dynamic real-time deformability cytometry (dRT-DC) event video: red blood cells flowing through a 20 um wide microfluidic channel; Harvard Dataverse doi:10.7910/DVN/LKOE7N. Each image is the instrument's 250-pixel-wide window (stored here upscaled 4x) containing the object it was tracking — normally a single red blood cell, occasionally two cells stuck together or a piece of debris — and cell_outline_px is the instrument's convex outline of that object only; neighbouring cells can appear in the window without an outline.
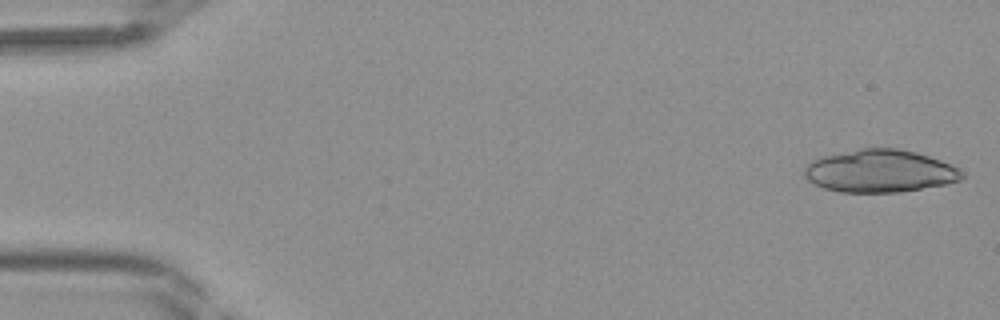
{"species": "Egyptian fruit bat (a non-hibernating species)", "species_latin": "Rousettus aegyptiacus", "temperature_condition": "room temperature", "stored_images_in_passage": 41, "camera_frame_rate_fps": 3000, "um_per_image_px": 0.085, "frame": {"image": 1, "passage_image": 1, "time_ms": 0.0, "image_size_px": [1000, 320], "cell_outline_px": [[964, 176], [960, 180], [948, 184], [900, 192], [840, 192], [824, 188], [808, 180], [804, 176], [804, 168], [808, 164], [824, 156], [860, 148], [896, 148], [916, 152], [940, 160], [960, 168], [964, 172]], "centroid_in_image_um": [74.84, 14.54], "position_along_channel_um": 10.2, "area_um2": 39.07}}